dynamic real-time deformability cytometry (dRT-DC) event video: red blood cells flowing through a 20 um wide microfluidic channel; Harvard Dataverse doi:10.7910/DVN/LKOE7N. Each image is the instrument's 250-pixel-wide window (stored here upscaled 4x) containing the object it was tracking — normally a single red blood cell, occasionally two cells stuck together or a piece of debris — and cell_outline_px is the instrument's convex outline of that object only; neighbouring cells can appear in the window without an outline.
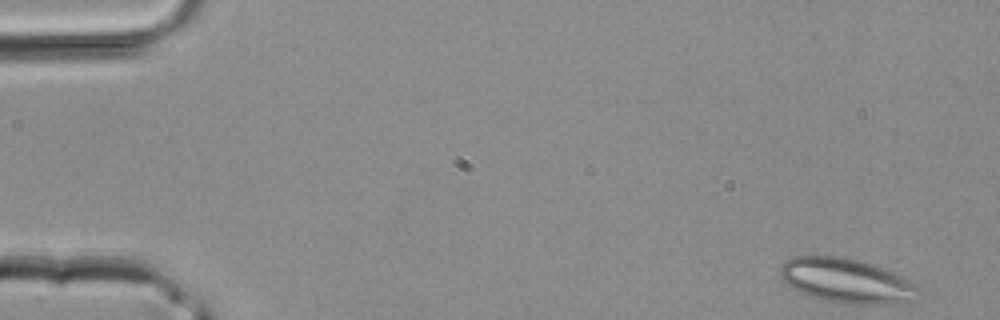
{"species": "common noctule bat (a hibernating species)", "species_latin": "Nyctalus noctula", "temperature_condition": "room temperature", "stored_images_in_passage": 39, "segment_of_instrument_passage": [1, 2], "camera_frame_rate_fps": 3000, "um_per_image_px": 0.085, "animal": {"sex": "male", "body_mass_g": 20.4}, "frame": {"image": 1, "passage_image": 1, "time_ms": 0.0, "image_size_px": [1000, 320], "cell_outline_px": [[920, 300], [880, 304], [848, 304], [824, 300], [800, 292], [792, 288], [780, 276], [780, 264], [784, 260], [796, 256], [840, 256], [872, 264], [896, 272], [920, 284]], "centroid_in_image_um": [72.04, 23.86], "position_along_channel_um": 13.0, "area_um2": 36.36}}